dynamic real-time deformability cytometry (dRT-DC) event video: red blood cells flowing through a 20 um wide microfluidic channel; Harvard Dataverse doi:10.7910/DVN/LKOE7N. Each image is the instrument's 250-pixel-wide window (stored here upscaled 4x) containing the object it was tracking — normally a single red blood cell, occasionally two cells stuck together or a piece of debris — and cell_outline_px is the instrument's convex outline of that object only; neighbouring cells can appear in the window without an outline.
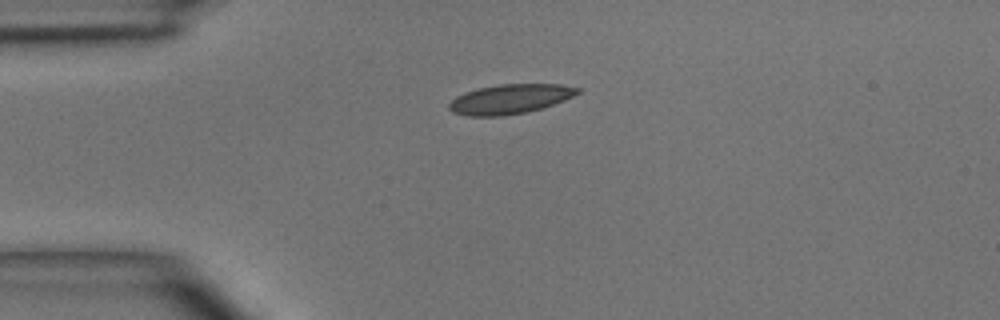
{"species": "common noctule bat (a hibernating species)", "species_latin": "Nyctalus noctula", "temperature_condition": "room temperature", "stored_images_in_passage": 3, "camera_frame_rate_fps": 3000, "um_per_image_px": 0.085, "animal": {"sex": "male", "body_mass_g": 15.6}, "frame": {"image": 1, "passage_image": 1, "time_ms": 0.0, "image_size_px": [1000, 320], "cell_outline_px": [[580, 92], [564, 100], [540, 108], [524, 112], [504, 116], [468, 116], [452, 112], [448, 108], [448, 104], [456, 96], [464, 92], [476, 88], [500, 84], [560, 84], [580, 88]], "centroid_in_image_um": [43.3, 8.41], "position_along_channel_um": 41.7, "area_um2": 22.08}}
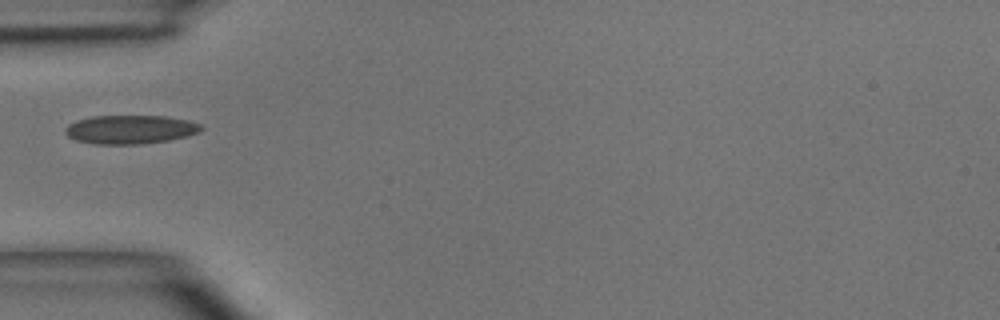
{"frame": {"image": 2, "passage_image": 2, "time_ms": 1.333, "image_size_px": [1000, 320], "cell_outline_px": [[204, 128], [200, 132], [188, 136], [168, 140], [140, 144], [92, 144], [76, 140], [68, 136], [64, 132], [64, 128], [68, 124], [76, 120], [92, 116], [168, 116], [188, 120], [204, 124]], "centroid_in_image_um": [11.1, 11.0], "position_along_channel_um": 73.9, "area_um2": 23.06}}
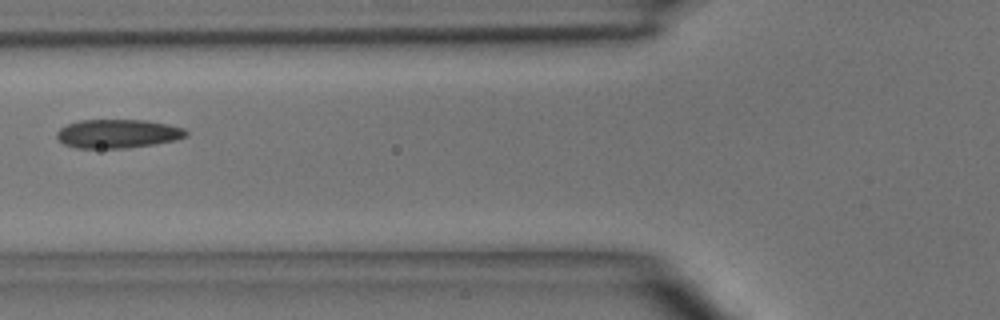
{"frame": {"image": 3, "passage_image": 3, "time_ms": 2.333, "image_size_px": [1000, 320], "cell_outline_px": [[188, 136], [176, 140], [152, 144], [124, 148], [76, 148], [64, 144], [56, 136], [56, 132], [60, 128], [68, 124], [80, 120], [144, 120], [168, 124], [184, 128], [188, 132]], "centroid_in_image_um": [10.02, 11.36], "position_along_channel_um": 115.8, "area_um2": 21.62}}